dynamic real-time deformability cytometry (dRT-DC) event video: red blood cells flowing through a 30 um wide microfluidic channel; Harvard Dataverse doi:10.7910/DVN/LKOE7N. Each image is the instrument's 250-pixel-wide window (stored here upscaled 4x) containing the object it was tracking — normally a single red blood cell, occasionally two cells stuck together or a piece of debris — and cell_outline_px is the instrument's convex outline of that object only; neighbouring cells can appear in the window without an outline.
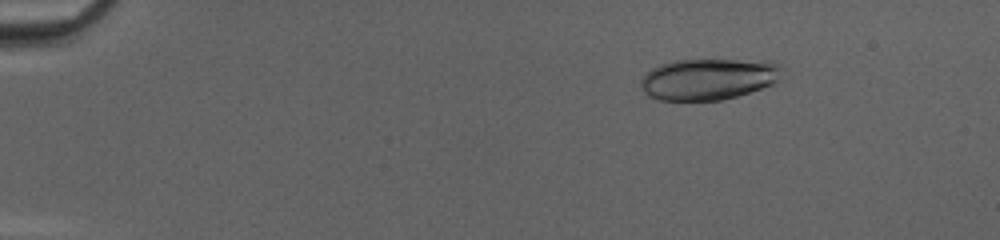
{"species": "common noctule bat (a hibernating species)", "species_latin": "Nyctalus noctula", "temperature_condition": "cold", "stored_images_in_passage": 50, "camera_frame_rate_fps": 3000, "um_per_image_px": 0.085, "animal": {"sex": "female", "body_mass_g": 20.0, "forearm_length_mm": 54.0}, "frame": {"image": 1, "passage_image": 8, "time_ms": 2.333, "image_size_px": [1000, 240], "cell_outline_px": [[784, 68], [780, 80], [772, 84], [736, 96], [720, 100], [660, 100], [648, 96], [640, 88], [640, 80], [652, 68], [660, 64], [672, 60], [772, 60], [780, 64]], "centroid_in_image_um": [60.25, 6.7], "position_along_channel_um": 24.8, "area_um2": 34.33}}